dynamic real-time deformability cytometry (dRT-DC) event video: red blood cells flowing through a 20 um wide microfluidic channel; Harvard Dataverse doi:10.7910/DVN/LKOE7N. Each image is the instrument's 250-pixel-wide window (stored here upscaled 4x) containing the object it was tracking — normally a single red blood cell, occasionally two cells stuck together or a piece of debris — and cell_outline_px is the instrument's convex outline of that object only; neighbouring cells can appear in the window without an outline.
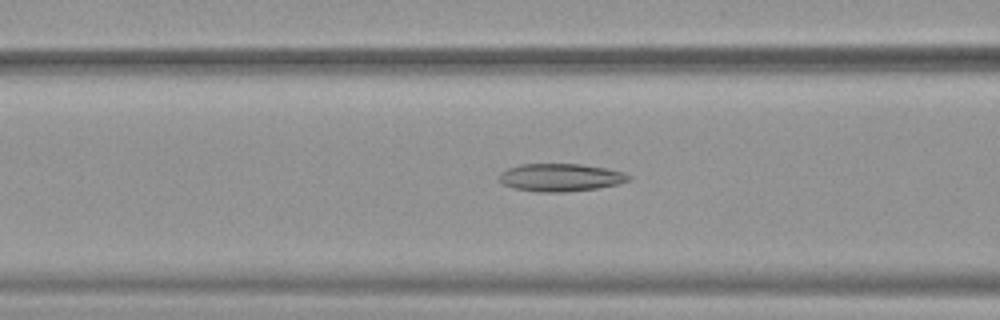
{"species": "common noctule bat (a hibernating species)", "species_latin": "Nyctalus noctula", "temperature_condition": "warm", "stored_images_in_passage": 27, "camera_frame_rate_fps": 3000, "um_per_image_px": 0.085, "animal": {"sex": "female", "body_mass_g": 19.9}, "frame": {"image": 1, "passage_image": 6, "time_ms": 1.667, "image_size_px": [1000, 320], "cell_outline_px": [[632, 180], [616, 184], [596, 188], [564, 192], [536, 192], [512, 188], [504, 184], [500, 180], [500, 172], [508, 168], [520, 164], [580, 164], [604, 168], [624, 172], [632, 176]], "centroid_in_image_um": [47.64, 15.08], "position_along_channel_um": 119.0, "area_um2": 20.92}}
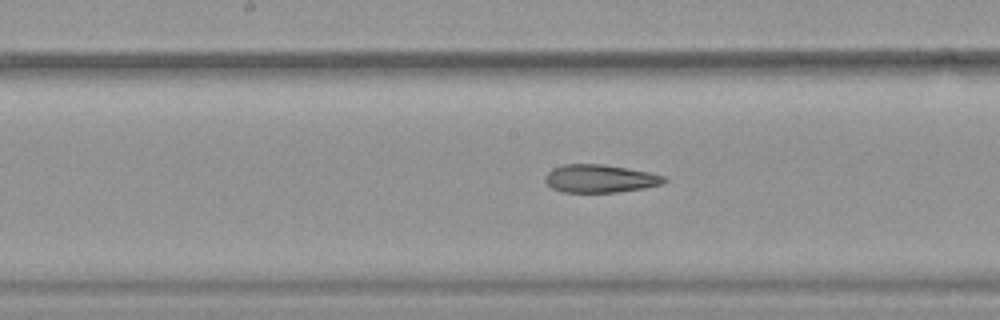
{"frame": {"image": 2, "passage_image": 12, "time_ms": 3.667, "image_size_px": [1000, 320], "cell_outline_px": [[668, 180], [660, 184], [644, 188], [616, 192], [560, 192], [552, 188], [544, 180], [544, 176], [552, 168], [564, 164], [604, 164], [628, 168], [648, 172], [664, 176]], "centroid_in_image_um": [50.96, 15.17], "position_along_channel_um": 197.2, "area_um2": 19.42}}
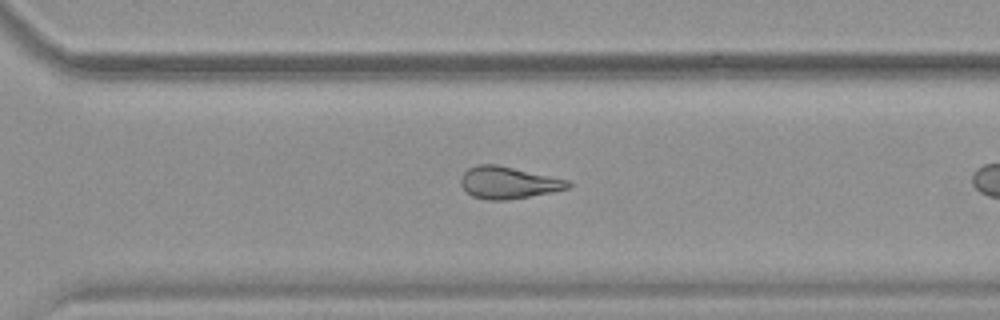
{"frame": {"image": 3, "passage_image": 22, "time_ms": 7.0, "image_size_px": [1000, 320], "cell_outline_px": [[572, 184], [568, 188], [552, 192], [508, 200], [488, 200], [472, 196], [464, 192], [460, 184], [460, 176], [468, 168], [476, 164], [496, 164], [572, 180]], "centroid_in_image_um": [43.19, 15.52], "position_along_channel_um": 327.4, "area_um2": 20.4}}